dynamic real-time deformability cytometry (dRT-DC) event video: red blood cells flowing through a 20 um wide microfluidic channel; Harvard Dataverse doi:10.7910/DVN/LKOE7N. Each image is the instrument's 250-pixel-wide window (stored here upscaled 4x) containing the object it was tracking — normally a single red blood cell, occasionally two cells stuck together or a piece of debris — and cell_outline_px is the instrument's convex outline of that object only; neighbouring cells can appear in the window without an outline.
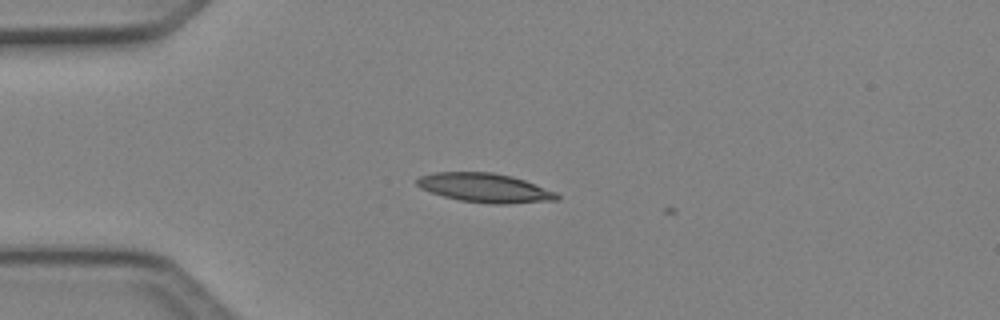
{"species": "Egyptian fruit bat (a non-hibernating species)", "species_latin": "Rousettus aegyptiacus", "temperature_condition": "cold", "stored_images_in_passage": 5, "camera_frame_rate_fps": 3000, "um_per_image_px": 0.085, "animal": {"sex": "female"}, "frame": {"image": 1, "passage_image": 3, "time_ms": 0.667, "image_size_px": [1000, 320], "cell_outline_px": [[560, 200], [508, 204], [492, 204], [460, 200], [444, 196], [420, 188], [416, 184], [416, 180], [420, 176], [436, 172], [492, 172], [512, 176], [524, 180], [556, 192], [560, 196]], "centroid_in_image_um": [41.24, 15.97], "position_along_channel_um": 43.8, "area_um2": 23.7}}
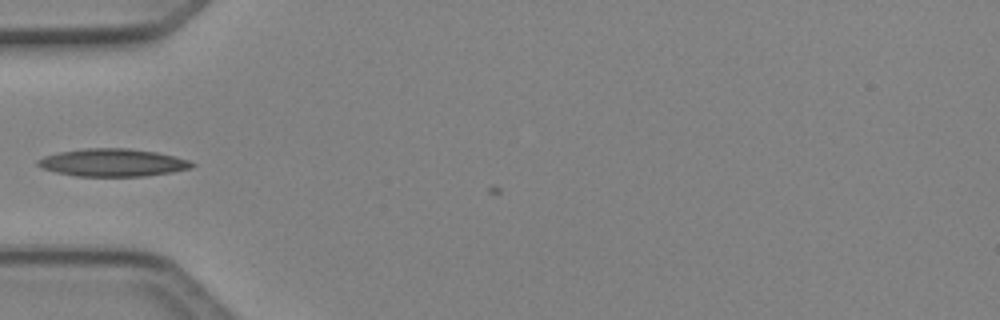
{"frame": {"image": 2, "passage_image": 4, "time_ms": 1.0, "image_size_px": [1000, 320], "cell_outline_px": [[196, 164], [192, 168], [172, 172], [144, 176], [76, 176], [56, 172], [40, 168], [36, 164], [36, 160], [44, 156], [60, 152], [84, 148], [128, 148], [156, 152], [176, 156], [188, 160]], "centroid_in_image_um": [9.57, 13.82], "position_along_channel_um": 75.4, "area_um2": 24.97}}
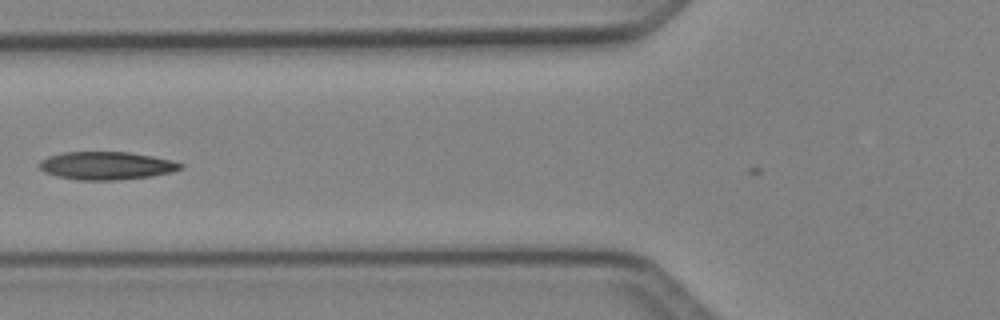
{"frame": {"image": 3, "passage_image": 5, "time_ms": 1.333, "image_size_px": [1000, 320], "cell_outline_px": [[184, 168], [172, 172], [152, 176], [120, 180], [76, 180], [56, 176], [44, 172], [40, 168], [40, 160], [48, 156], [64, 152], [128, 152], [152, 156], [172, 160], [184, 164]], "centroid_in_image_um": [9.07, 14.09], "position_along_channel_um": 116.7, "area_um2": 23.18}}